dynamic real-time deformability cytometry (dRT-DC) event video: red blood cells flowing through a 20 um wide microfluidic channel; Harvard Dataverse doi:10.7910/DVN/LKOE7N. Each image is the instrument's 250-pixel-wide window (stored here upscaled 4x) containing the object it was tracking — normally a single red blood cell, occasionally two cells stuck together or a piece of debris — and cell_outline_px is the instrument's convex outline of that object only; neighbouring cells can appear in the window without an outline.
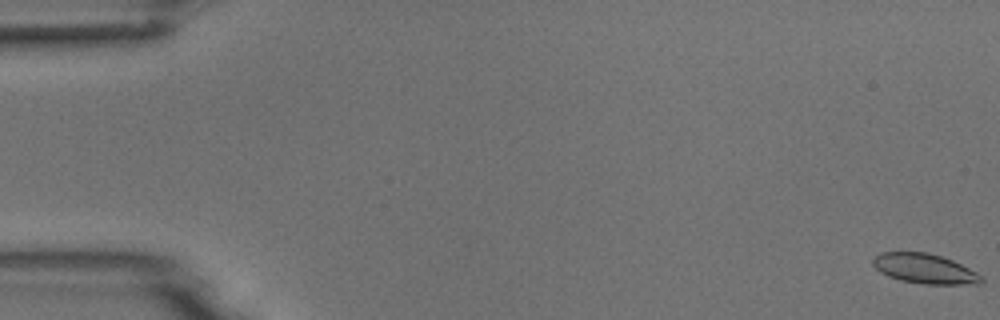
{"species": "common noctule bat (a hibernating species)", "species_latin": "Nyctalus noctula", "temperature_condition": "room temperature", "stored_images_in_passage": 8, "camera_frame_rate_fps": 3000, "um_per_image_px": 0.085, "animal": {"sex": "male", "body_mass_g": 18.8}, "frame": {"image": 1, "passage_image": 1, "time_ms": 0.0, "image_size_px": [1000, 320], "cell_outline_px": [[984, 280], [980, 284], [924, 284], [900, 280], [888, 276], [880, 272], [872, 264], [872, 260], [880, 252], [928, 252], [952, 260], [984, 276]], "centroid_in_image_um": [78.61, 22.84], "position_along_channel_um": 6.4, "area_um2": 18.84}}
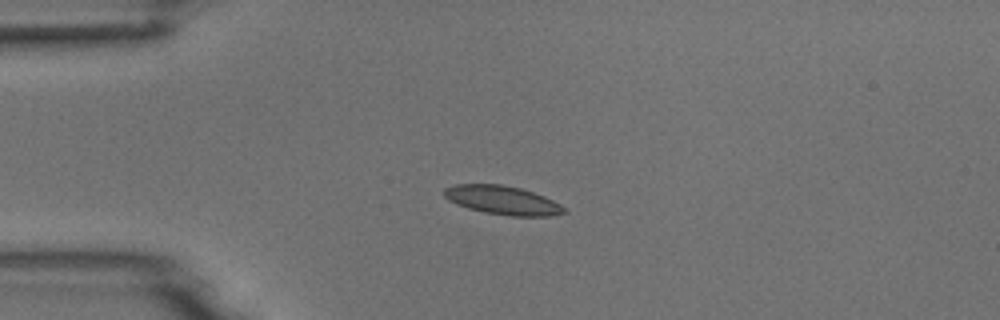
{"frame": {"image": 2, "passage_image": 4, "time_ms": 4.333, "image_size_px": [1000, 320], "cell_outline_px": [[568, 212], [548, 216], [512, 216], [484, 212], [468, 208], [456, 204], [448, 200], [444, 196], [444, 188], [456, 184], [500, 184], [520, 188], [544, 196], [560, 204]], "centroid_in_image_um": [42.7, 17.01], "position_along_channel_um": 42.3, "area_um2": 20.0}}